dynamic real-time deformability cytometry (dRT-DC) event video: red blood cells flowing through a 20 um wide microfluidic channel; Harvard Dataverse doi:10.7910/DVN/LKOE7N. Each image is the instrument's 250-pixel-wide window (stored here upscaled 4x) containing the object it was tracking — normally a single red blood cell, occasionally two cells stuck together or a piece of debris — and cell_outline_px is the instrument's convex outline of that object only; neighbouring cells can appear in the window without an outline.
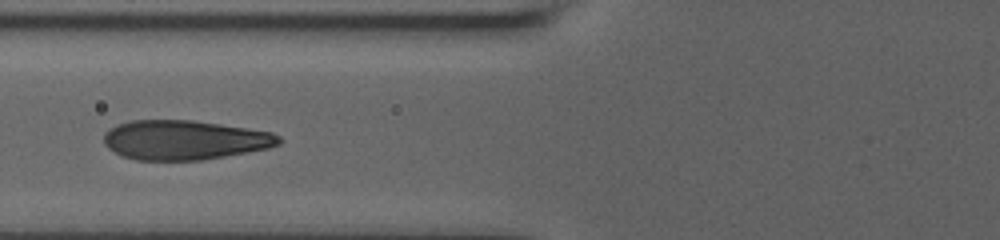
{"species": "human", "species_latin": "Homo sapiens", "temperature_condition": "room temperature", "stored_images_in_passage": 22, "camera_frame_rate_fps": 3000, "um_per_image_px": 0.085, "donor": {"sex": "male"}, "frame": {"image": 1, "passage_image": 7, "time_ms": 3.667, "image_size_px": [1000, 240], "cell_outline_px": [[284, 140], [280, 144], [268, 148], [248, 152], [200, 160], [136, 160], [124, 156], [108, 148], [104, 144], [104, 132], [120, 124], [132, 120], [192, 120], [220, 124], [272, 132], [280, 136]], "centroid_in_image_um": [15.71, 11.9], "position_along_channel_um": 110.1, "area_um2": 40.11}}
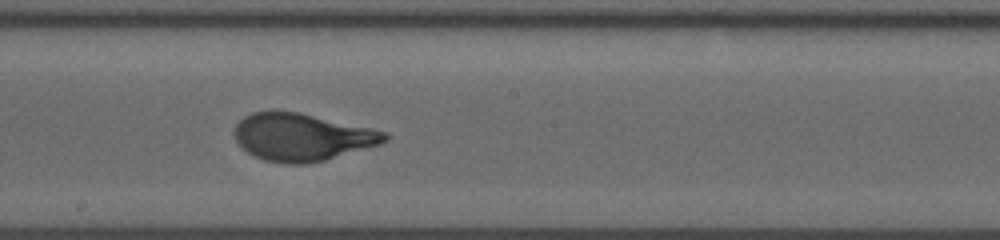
{"frame": {"image": 2, "passage_image": 13, "time_ms": 6.667, "image_size_px": [1000, 240], "cell_outline_px": [[388, 140], [380, 144], [324, 160], [304, 164], [284, 164], [264, 160], [240, 148], [232, 132], [236, 124], [244, 116], [252, 112], [300, 112], [372, 128], [388, 132]], "centroid_in_image_um": [25.65, 11.65], "position_along_channel_um": 222.5, "area_um2": 41.5}}
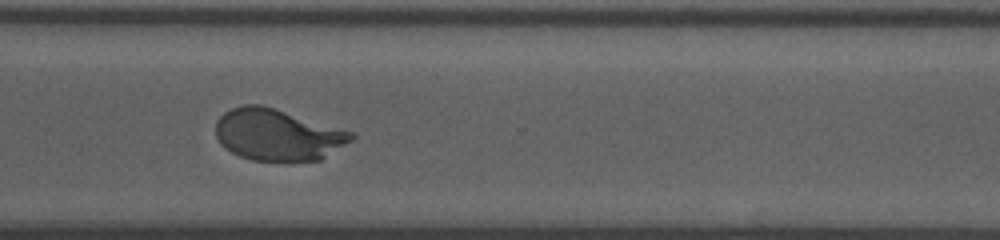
{"frame": {"image": 3, "passage_image": 19, "time_ms": 10.0, "image_size_px": [1000, 240], "cell_outline_px": [[356, 136], [352, 140], [320, 160], [252, 160], [240, 156], [224, 148], [220, 144], [216, 136], [216, 120], [224, 112], [232, 108], [244, 104], [260, 104], [352, 132]], "centroid_in_image_um": [23.55, 11.45], "position_along_channel_um": 347.1, "area_um2": 40.23}, "authors_computed_cell_mechanics": {"area_um2": 40.9802, "velocity_mm_per_s": 3.7408, "shape_relaxation_time_tau1_ms": 4.7568, "shape_relaxation_time_tau2_ms": null, "deformation_change_tau1": 0.2364, "deformation_change_tau2": null}}